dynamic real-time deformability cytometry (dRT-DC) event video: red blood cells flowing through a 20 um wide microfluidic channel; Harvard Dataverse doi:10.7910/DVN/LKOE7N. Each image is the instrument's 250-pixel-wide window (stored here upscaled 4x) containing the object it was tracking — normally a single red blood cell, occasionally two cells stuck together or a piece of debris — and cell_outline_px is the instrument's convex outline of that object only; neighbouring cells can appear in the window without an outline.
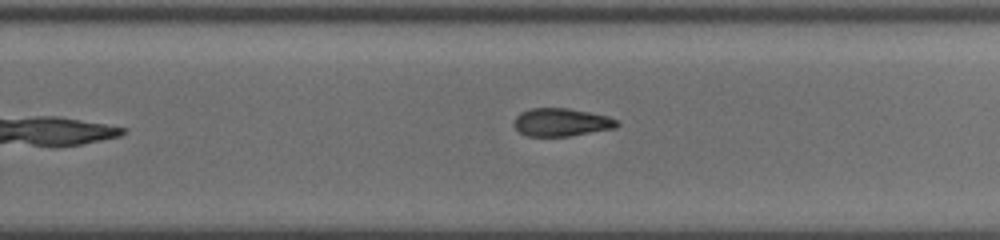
{"species": "common noctule bat (a hibernating species)", "species_latin": "Nyctalus noctula", "temperature_condition": "cold", "stored_images_in_passage": 18, "camera_frame_rate_fps": 3000, "um_per_image_px": 0.085, "animal": {"sex": "female", "body_mass_g": 19.5, "forearm_length_mm": 54.1}, "frame": {"image": 1, "passage_image": 18, "time_ms": 7.667, "image_size_px": [1000, 240], "cell_outline_px": [[620, 124], [616, 128], [568, 136], [528, 136], [520, 132], [516, 128], [516, 116], [520, 112], [532, 108], [568, 108], [608, 116], [616, 120]], "centroid_in_image_um": [47.74, 10.39], "position_along_channel_um": 282.1, "area_um2": 16.59}}